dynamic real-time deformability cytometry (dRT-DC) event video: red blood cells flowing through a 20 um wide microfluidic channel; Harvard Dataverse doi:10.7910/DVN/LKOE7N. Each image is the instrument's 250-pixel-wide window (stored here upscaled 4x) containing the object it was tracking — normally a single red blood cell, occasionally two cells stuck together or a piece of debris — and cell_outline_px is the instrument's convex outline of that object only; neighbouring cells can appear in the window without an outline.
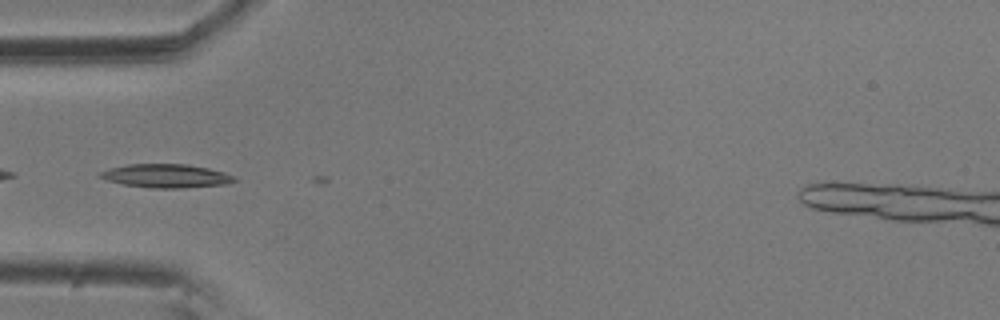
{"species": "common noctule bat (a hibernating species)", "species_latin": "Nyctalus noctula", "temperature_condition": "room temperature", "stored_images_in_passage": 8, "camera_frame_rate_fps": 3000, "um_per_image_px": 0.085, "animal": {"sex": "male", "body_mass_g": 20.5, "forearm_length_mm": 52.5}, "frame": {"image": 1, "passage_image": 6, "time_ms": 1.667, "image_size_px": [1000, 320], "cell_outline_px": [[236, 180], [224, 184], [180, 188], [152, 188], [124, 184], [108, 180], [96, 176], [100, 172], [108, 168], [128, 164], [188, 164], [208, 168], [224, 172], [236, 176]], "centroid_in_image_um": [14.1, 14.94], "position_along_channel_um": 70.9, "area_um2": 18.38}}
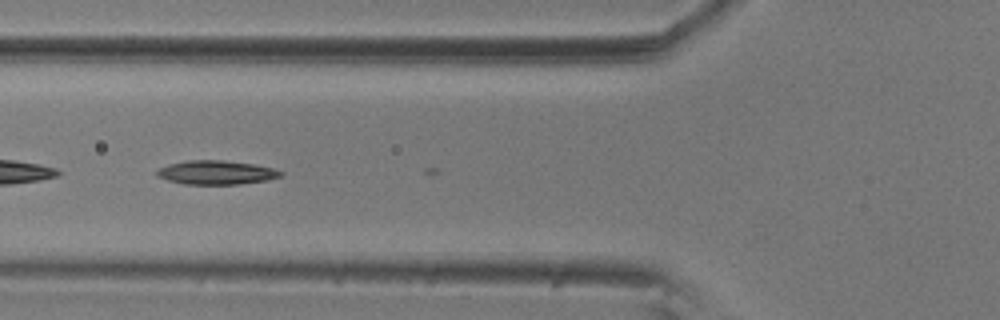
{"frame": {"image": 2, "passage_image": 7, "time_ms": 2.0, "image_size_px": [1000, 320], "cell_outline_px": [[284, 172], [280, 176], [268, 180], [240, 184], [184, 184], [168, 180], [156, 176], [156, 172], [160, 168], [168, 164], [188, 160], [220, 160], [252, 164], [272, 168]], "centroid_in_image_um": [18.36, 14.66], "position_along_channel_um": 107.4, "area_um2": 17.11}}